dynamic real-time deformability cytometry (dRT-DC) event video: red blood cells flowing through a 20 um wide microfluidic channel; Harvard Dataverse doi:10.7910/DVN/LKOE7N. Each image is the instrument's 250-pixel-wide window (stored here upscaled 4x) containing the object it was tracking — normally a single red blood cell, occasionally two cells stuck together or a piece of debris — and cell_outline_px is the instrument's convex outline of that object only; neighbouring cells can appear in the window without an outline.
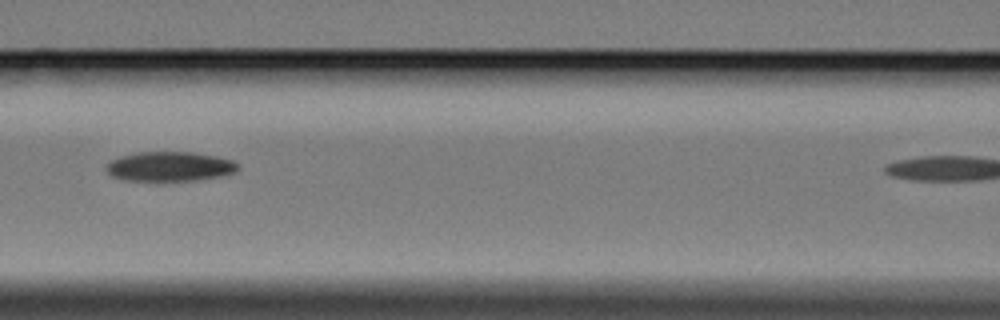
{"species": "Egyptian fruit bat (a non-hibernating species)", "species_latin": "Rousettus aegyptiacus", "temperature_condition": "cold", "stored_images_in_passage": 7, "camera_frame_rate_fps": 3000, "um_per_image_px": 0.085, "animal": {"sex": "female"}, "frame": {"image": 1, "passage_image": 4, "time_ms": 3.333, "image_size_px": [1000, 320], "cell_outline_px": [[240, 168], [236, 172], [220, 176], [196, 180], [124, 180], [112, 176], [104, 168], [112, 160], [120, 156], [136, 152], [192, 152], [216, 156], [232, 160], [240, 164]], "centroid_in_image_um": [14.45, 14.14], "position_along_channel_um": 152.1, "area_um2": 22.66}}